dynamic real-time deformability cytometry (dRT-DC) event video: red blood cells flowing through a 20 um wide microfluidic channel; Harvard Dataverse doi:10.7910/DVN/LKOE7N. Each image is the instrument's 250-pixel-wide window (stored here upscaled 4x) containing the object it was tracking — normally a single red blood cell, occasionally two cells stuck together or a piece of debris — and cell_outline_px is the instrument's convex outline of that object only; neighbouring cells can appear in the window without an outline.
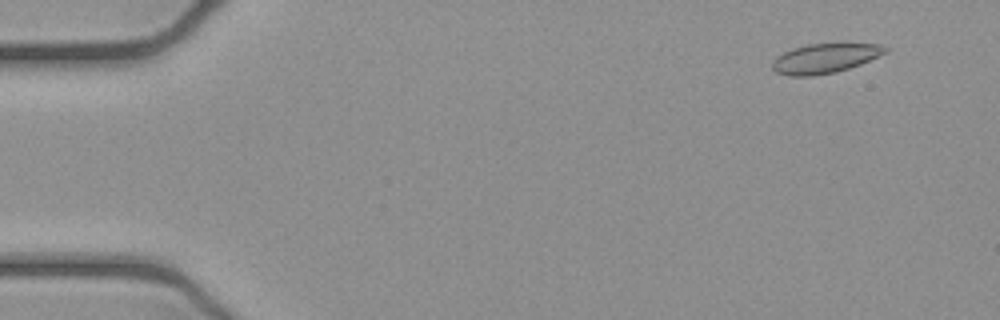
{"species": "common noctule bat (a hibernating species)", "species_latin": "Nyctalus noctula", "temperature_condition": "cold", "stored_images_in_passage": 52, "camera_frame_rate_fps": 3000, "um_per_image_px": 0.085, "animal": {"sex": "female", "body_mass_g": 21.9}, "frame": {"image": 1, "passage_image": 4, "time_ms": 1.0, "image_size_px": [1000, 320], "cell_outline_px": [[888, 52], [860, 64], [836, 72], [812, 76], [788, 76], [776, 72], [772, 68], [772, 60], [776, 56], [792, 48], [808, 44], [880, 44], [888, 48]], "centroid_in_image_um": [70.08, 4.97], "position_along_channel_um": 14.9, "area_um2": 19.42}}
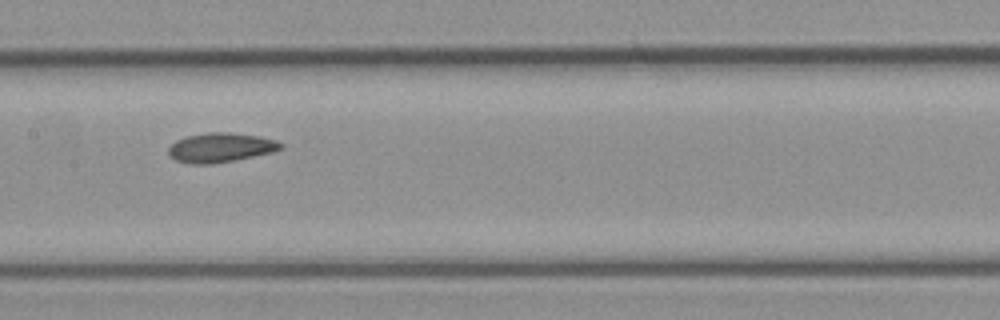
{"frame": {"image": 2, "passage_image": 26, "time_ms": 8.333, "image_size_px": [1000, 320], "cell_outline_px": [[284, 148], [272, 152], [236, 160], [212, 164], [192, 164], [176, 160], [168, 152], [168, 148], [176, 140], [184, 136], [208, 132], [228, 132], [260, 136], [276, 140], [284, 144]], "centroid_in_image_um": [18.77, 12.53], "position_along_channel_um": 188.6, "area_um2": 19.36}}
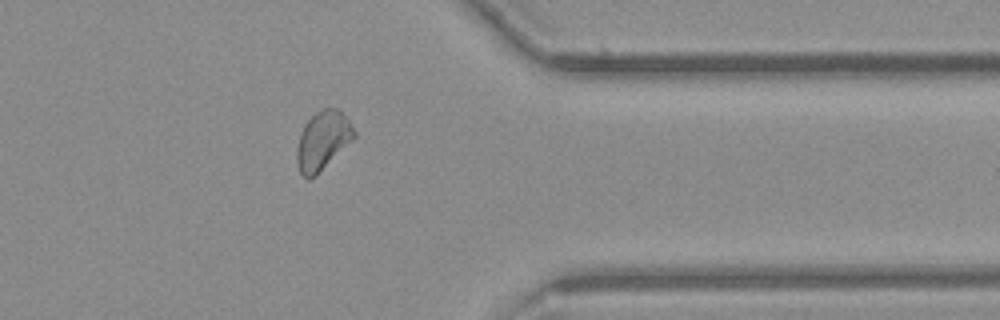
{"frame": {"image": 3, "passage_image": 42, "time_ms": 13.667, "image_size_px": [1000, 320], "cell_outline_px": [[356, 136], [352, 140], [308, 180], [300, 172], [296, 160], [296, 148], [300, 132], [304, 124], [316, 112], [324, 108], [336, 108], [348, 120], [356, 132]], "centroid_in_image_um": [27.39, 11.91], "position_along_channel_um": 384.0, "area_um2": 18.96}, "authors_computed_cell_mechanics": {"area_um2": 19.3919, "velocity_mm_per_s": 3.9015, "shape_relaxation_time_tau1_ms": null, "shape_relaxation_time_tau2_ms": 3.929, "deformation_change_tau1": null, "deformation_change_tau2": 0.0743}}